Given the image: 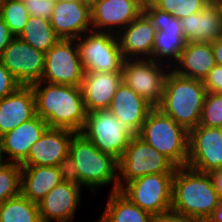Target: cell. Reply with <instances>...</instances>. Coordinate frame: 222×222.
<instances>
[{
  "label": "cell",
  "instance_id": "6da1fadb",
  "mask_svg": "<svg viewBox=\"0 0 222 222\" xmlns=\"http://www.w3.org/2000/svg\"><path fill=\"white\" fill-rule=\"evenodd\" d=\"M36 115L50 128L81 132L87 117L80 87L39 81L32 86Z\"/></svg>",
  "mask_w": 222,
  "mask_h": 222
},
{
  "label": "cell",
  "instance_id": "7a4b0ae2",
  "mask_svg": "<svg viewBox=\"0 0 222 222\" xmlns=\"http://www.w3.org/2000/svg\"><path fill=\"white\" fill-rule=\"evenodd\" d=\"M218 201L210 173L187 166L176 167L172 180L171 210L206 221Z\"/></svg>",
  "mask_w": 222,
  "mask_h": 222
},
{
  "label": "cell",
  "instance_id": "3957f363",
  "mask_svg": "<svg viewBox=\"0 0 222 222\" xmlns=\"http://www.w3.org/2000/svg\"><path fill=\"white\" fill-rule=\"evenodd\" d=\"M206 94L203 81L180 76L170 69L157 108L189 132L200 123Z\"/></svg>",
  "mask_w": 222,
  "mask_h": 222
},
{
  "label": "cell",
  "instance_id": "277c9868",
  "mask_svg": "<svg viewBox=\"0 0 222 222\" xmlns=\"http://www.w3.org/2000/svg\"><path fill=\"white\" fill-rule=\"evenodd\" d=\"M69 155L76 163L80 186L96 194L97 188L112 184L111 192L118 191V161L102 153L82 133L76 132L70 141Z\"/></svg>",
  "mask_w": 222,
  "mask_h": 222
},
{
  "label": "cell",
  "instance_id": "5b68a950",
  "mask_svg": "<svg viewBox=\"0 0 222 222\" xmlns=\"http://www.w3.org/2000/svg\"><path fill=\"white\" fill-rule=\"evenodd\" d=\"M137 135L176 167L187 165L189 132L157 107L150 110Z\"/></svg>",
  "mask_w": 222,
  "mask_h": 222
},
{
  "label": "cell",
  "instance_id": "8992f818",
  "mask_svg": "<svg viewBox=\"0 0 222 222\" xmlns=\"http://www.w3.org/2000/svg\"><path fill=\"white\" fill-rule=\"evenodd\" d=\"M176 166L137 134L118 161V190L126 183L149 174L174 173Z\"/></svg>",
  "mask_w": 222,
  "mask_h": 222
},
{
  "label": "cell",
  "instance_id": "52a82bcc",
  "mask_svg": "<svg viewBox=\"0 0 222 222\" xmlns=\"http://www.w3.org/2000/svg\"><path fill=\"white\" fill-rule=\"evenodd\" d=\"M76 43L84 72H122L125 59L116 34L90 31Z\"/></svg>",
  "mask_w": 222,
  "mask_h": 222
},
{
  "label": "cell",
  "instance_id": "ba28073f",
  "mask_svg": "<svg viewBox=\"0 0 222 222\" xmlns=\"http://www.w3.org/2000/svg\"><path fill=\"white\" fill-rule=\"evenodd\" d=\"M82 133L102 153L121 159L134 135L109 110L87 113Z\"/></svg>",
  "mask_w": 222,
  "mask_h": 222
},
{
  "label": "cell",
  "instance_id": "9c48e42d",
  "mask_svg": "<svg viewBox=\"0 0 222 222\" xmlns=\"http://www.w3.org/2000/svg\"><path fill=\"white\" fill-rule=\"evenodd\" d=\"M174 173L149 174L126 183L119 191L136 206L159 216L171 209Z\"/></svg>",
  "mask_w": 222,
  "mask_h": 222
},
{
  "label": "cell",
  "instance_id": "30bf717a",
  "mask_svg": "<svg viewBox=\"0 0 222 222\" xmlns=\"http://www.w3.org/2000/svg\"><path fill=\"white\" fill-rule=\"evenodd\" d=\"M143 12L149 17L156 29L152 59L172 68L179 60L180 54L187 44L180 19L158 9L152 3L144 4Z\"/></svg>",
  "mask_w": 222,
  "mask_h": 222
},
{
  "label": "cell",
  "instance_id": "8fae6325",
  "mask_svg": "<svg viewBox=\"0 0 222 222\" xmlns=\"http://www.w3.org/2000/svg\"><path fill=\"white\" fill-rule=\"evenodd\" d=\"M170 69L150 58L125 59L121 72L122 81L152 107H158Z\"/></svg>",
  "mask_w": 222,
  "mask_h": 222
},
{
  "label": "cell",
  "instance_id": "7c38bea8",
  "mask_svg": "<svg viewBox=\"0 0 222 222\" xmlns=\"http://www.w3.org/2000/svg\"><path fill=\"white\" fill-rule=\"evenodd\" d=\"M83 75L76 39H60L45 53L41 81L80 87Z\"/></svg>",
  "mask_w": 222,
  "mask_h": 222
},
{
  "label": "cell",
  "instance_id": "4fadbf2b",
  "mask_svg": "<svg viewBox=\"0 0 222 222\" xmlns=\"http://www.w3.org/2000/svg\"><path fill=\"white\" fill-rule=\"evenodd\" d=\"M0 61L21 86H32L43 76L45 53L14 37L0 54Z\"/></svg>",
  "mask_w": 222,
  "mask_h": 222
},
{
  "label": "cell",
  "instance_id": "5bb4252c",
  "mask_svg": "<svg viewBox=\"0 0 222 222\" xmlns=\"http://www.w3.org/2000/svg\"><path fill=\"white\" fill-rule=\"evenodd\" d=\"M186 166L202 173L222 170V136L218 128L198 125L189 131Z\"/></svg>",
  "mask_w": 222,
  "mask_h": 222
},
{
  "label": "cell",
  "instance_id": "9a60e30c",
  "mask_svg": "<svg viewBox=\"0 0 222 222\" xmlns=\"http://www.w3.org/2000/svg\"><path fill=\"white\" fill-rule=\"evenodd\" d=\"M142 0H98L91 8L92 31L118 34L143 12Z\"/></svg>",
  "mask_w": 222,
  "mask_h": 222
},
{
  "label": "cell",
  "instance_id": "2e32d148",
  "mask_svg": "<svg viewBox=\"0 0 222 222\" xmlns=\"http://www.w3.org/2000/svg\"><path fill=\"white\" fill-rule=\"evenodd\" d=\"M47 128L46 121L35 115L3 134L0 137V154L5 163L21 164L27 158L31 146L40 139Z\"/></svg>",
  "mask_w": 222,
  "mask_h": 222
},
{
  "label": "cell",
  "instance_id": "e0dca14e",
  "mask_svg": "<svg viewBox=\"0 0 222 222\" xmlns=\"http://www.w3.org/2000/svg\"><path fill=\"white\" fill-rule=\"evenodd\" d=\"M81 188L63 181L52 188L38 204L41 222H74L77 208L81 205Z\"/></svg>",
  "mask_w": 222,
  "mask_h": 222
},
{
  "label": "cell",
  "instance_id": "ac0fdd59",
  "mask_svg": "<svg viewBox=\"0 0 222 222\" xmlns=\"http://www.w3.org/2000/svg\"><path fill=\"white\" fill-rule=\"evenodd\" d=\"M50 23L61 39H77L92 31L91 9L79 0H56Z\"/></svg>",
  "mask_w": 222,
  "mask_h": 222
},
{
  "label": "cell",
  "instance_id": "d6986e66",
  "mask_svg": "<svg viewBox=\"0 0 222 222\" xmlns=\"http://www.w3.org/2000/svg\"><path fill=\"white\" fill-rule=\"evenodd\" d=\"M76 132L48 127L30 149L21 166H57L69 154V145Z\"/></svg>",
  "mask_w": 222,
  "mask_h": 222
},
{
  "label": "cell",
  "instance_id": "ffe728a7",
  "mask_svg": "<svg viewBox=\"0 0 222 222\" xmlns=\"http://www.w3.org/2000/svg\"><path fill=\"white\" fill-rule=\"evenodd\" d=\"M155 33L152 21L142 12L117 34L124 59H152Z\"/></svg>",
  "mask_w": 222,
  "mask_h": 222
},
{
  "label": "cell",
  "instance_id": "44dd1931",
  "mask_svg": "<svg viewBox=\"0 0 222 222\" xmlns=\"http://www.w3.org/2000/svg\"><path fill=\"white\" fill-rule=\"evenodd\" d=\"M121 83V72H84L80 88L86 112L108 110Z\"/></svg>",
  "mask_w": 222,
  "mask_h": 222
},
{
  "label": "cell",
  "instance_id": "7402d4cb",
  "mask_svg": "<svg viewBox=\"0 0 222 222\" xmlns=\"http://www.w3.org/2000/svg\"><path fill=\"white\" fill-rule=\"evenodd\" d=\"M152 108L148 102L122 81L108 110L135 135L139 133Z\"/></svg>",
  "mask_w": 222,
  "mask_h": 222
},
{
  "label": "cell",
  "instance_id": "603a6c76",
  "mask_svg": "<svg viewBox=\"0 0 222 222\" xmlns=\"http://www.w3.org/2000/svg\"><path fill=\"white\" fill-rule=\"evenodd\" d=\"M180 23L187 42H213L222 36V11L216 0L180 19Z\"/></svg>",
  "mask_w": 222,
  "mask_h": 222
},
{
  "label": "cell",
  "instance_id": "cb8c5ba5",
  "mask_svg": "<svg viewBox=\"0 0 222 222\" xmlns=\"http://www.w3.org/2000/svg\"><path fill=\"white\" fill-rule=\"evenodd\" d=\"M36 115L31 86H20L0 99V137Z\"/></svg>",
  "mask_w": 222,
  "mask_h": 222
},
{
  "label": "cell",
  "instance_id": "d4e9b609",
  "mask_svg": "<svg viewBox=\"0 0 222 222\" xmlns=\"http://www.w3.org/2000/svg\"><path fill=\"white\" fill-rule=\"evenodd\" d=\"M215 65L212 42H187L171 70L180 76L203 81Z\"/></svg>",
  "mask_w": 222,
  "mask_h": 222
},
{
  "label": "cell",
  "instance_id": "484cf974",
  "mask_svg": "<svg viewBox=\"0 0 222 222\" xmlns=\"http://www.w3.org/2000/svg\"><path fill=\"white\" fill-rule=\"evenodd\" d=\"M21 194L39 204L45 195L62 182L56 166H21Z\"/></svg>",
  "mask_w": 222,
  "mask_h": 222
},
{
  "label": "cell",
  "instance_id": "4316f807",
  "mask_svg": "<svg viewBox=\"0 0 222 222\" xmlns=\"http://www.w3.org/2000/svg\"><path fill=\"white\" fill-rule=\"evenodd\" d=\"M107 204L97 222H153L154 216L132 203L119 190L109 192Z\"/></svg>",
  "mask_w": 222,
  "mask_h": 222
},
{
  "label": "cell",
  "instance_id": "83f0119b",
  "mask_svg": "<svg viewBox=\"0 0 222 222\" xmlns=\"http://www.w3.org/2000/svg\"><path fill=\"white\" fill-rule=\"evenodd\" d=\"M18 38L43 53H46L61 39L54 31L50 20L35 16L29 17Z\"/></svg>",
  "mask_w": 222,
  "mask_h": 222
},
{
  "label": "cell",
  "instance_id": "f1b7e54d",
  "mask_svg": "<svg viewBox=\"0 0 222 222\" xmlns=\"http://www.w3.org/2000/svg\"><path fill=\"white\" fill-rule=\"evenodd\" d=\"M0 222H41L39 205L22 194L0 205Z\"/></svg>",
  "mask_w": 222,
  "mask_h": 222
},
{
  "label": "cell",
  "instance_id": "f546056e",
  "mask_svg": "<svg viewBox=\"0 0 222 222\" xmlns=\"http://www.w3.org/2000/svg\"><path fill=\"white\" fill-rule=\"evenodd\" d=\"M0 15L14 37L21 34L30 17L25 3L17 0H0Z\"/></svg>",
  "mask_w": 222,
  "mask_h": 222
},
{
  "label": "cell",
  "instance_id": "4dcf8cb0",
  "mask_svg": "<svg viewBox=\"0 0 222 222\" xmlns=\"http://www.w3.org/2000/svg\"><path fill=\"white\" fill-rule=\"evenodd\" d=\"M22 168L17 163H4L0 167V205L21 194Z\"/></svg>",
  "mask_w": 222,
  "mask_h": 222
},
{
  "label": "cell",
  "instance_id": "1f68e13d",
  "mask_svg": "<svg viewBox=\"0 0 222 222\" xmlns=\"http://www.w3.org/2000/svg\"><path fill=\"white\" fill-rule=\"evenodd\" d=\"M211 1L212 0H153L151 3L158 9L182 19L192 13L200 12Z\"/></svg>",
  "mask_w": 222,
  "mask_h": 222
},
{
  "label": "cell",
  "instance_id": "d6a6232c",
  "mask_svg": "<svg viewBox=\"0 0 222 222\" xmlns=\"http://www.w3.org/2000/svg\"><path fill=\"white\" fill-rule=\"evenodd\" d=\"M199 125L216 128L222 125V93L207 92Z\"/></svg>",
  "mask_w": 222,
  "mask_h": 222
},
{
  "label": "cell",
  "instance_id": "836d02e7",
  "mask_svg": "<svg viewBox=\"0 0 222 222\" xmlns=\"http://www.w3.org/2000/svg\"><path fill=\"white\" fill-rule=\"evenodd\" d=\"M56 0H37L25 3L30 16L50 20Z\"/></svg>",
  "mask_w": 222,
  "mask_h": 222
},
{
  "label": "cell",
  "instance_id": "e575fe53",
  "mask_svg": "<svg viewBox=\"0 0 222 222\" xmlns=\"http://www.w3.org/2000/svg\"><path fill=\"white\" fill-rule=\"evenodd\" d=\"M63 182H71L80 186L78 170L73 158L68 154L56 166Z\"/></svg>",
  "mask_w": 222,
  "mask_h": 222
},
{
  "label": "cell",
  "instance_id": "d590c367",
  "mask_svg": "<svg viewBox=\"0 0 222 222\" xmlns=\"http://www.w3.org/2000/svg\"><path fill=\"white\" fill-rule=\"evenodd\" d=\"M21 85L0 61V99L10 95Z\"/></svg>",
  "mask_w": 222,
  "mask_h": 222
},
{
  "label": "cell",
  "instance_id": "8d00e7d4",
  "mask_svg": "<svg viewBox=\"0 0 222 222\" xmlns=\"http://www.w3.org/2000/svg\"><path fill=\"white\" fill-rule=\"evenodd\" d=\"M203 83L207 92L222 93V66L216 64Z\"/></svg>",
  "mask_w": 222,
  "mask_h": 222
},
{
  "label": "cell",
  "instance_id": "74e56055",
  "mask_svg": "<svg viewBox=\"0 0 222 222\" xmlns=\"http://www.w3.org/2000/svg\"><path fill=\"white\" fill-rule=\"evenodd\" d=\"M153 222H204V221L198 217L181 214L170 209L159 216H155Z\"/></svg>",
  "mask_w": 222,
  "mask_h": 222
},
{
  "label": "cell",
  "instance_id": "f35d334b",
  "mask_svg": "<svg viewBox=\"0 0 222 222\" xmlns=\"http://www.w3.org/2000/svg\"><path fill=\"white\" fill-rule=\"evenodd\" d=\"M13 38L14 36L11 34L9 27L5 24L0 15V54L4 51Z\"/></svg>",
  "mask_w": 222,
  "mask_h": 222
},
{
  "label": "cell",
  "instance_id": "ab89813d",
  "mask_svg": "<svg viewBox=\"0 0 222 222\" xmlns=\"http://www.w3.org/2000/svg\"><path fill=\"white\" fill-rule=\"evenodd\" d=\"M214 188L217 192L219 200H222V170L210 172Z\"/></svg>",
  "mask_w": 222,
  "mask_h": 222
},
{
  "label": "cell",
  "instance_id": "60d3db41",
  "mask_svg": "<svg viewBox=\"0 0 222 222\" xmlns=\"http://www.w3.org/2000/svg\"><path fill=\"white\" fill-rule=\"evenodd\" d=\"M212 48L216 64L222 66V36L212 42Z\"/></svg>",
  "mask_w": 222,
  "mask_h": 222
},
{
  "label": "cell",
  "instance_id": "b9f144b4",
  "mask_svg": "<svg viewBox=\"0 0 222 222\" xmlns=\"http://www.w3.org/2000/svg\"><path fill=\"white\" fill-rule=\"evenodd\" d=\"M204 222H222V200L218 201L215 210Z\"/></svg>",
  "mask_w": 222,
  "mask_h": 222
},
{
  "label": "cell",
  "instance_id": "7bdbcfd3",
  "mask_svg": "<svg viewBox=\"0 0 222 222\" xmlns=\"http://www.w3.org/2000/svg\"><path fill=\"white\" fill-rule=\"evenodd\" d=\"M79 1L91 9L97 3L98 0H79Z\"/></svg>",
  "mask_w": 222,
  "mask_h": 222
},
{
  "label": "cell",
  "instance_id": "ee69618b",
  "mask_svg": "<svg viewBox=\"0 0 222 222\" xmlns=\"http://www.w3.org/2000/svg\"><path fill=\"white\" fill-rule=\"evenodd\" d=\"M4 163H5V161H4L3 157H2L1 154H0V167H1Z\"/></svg>",
  "mask_w": 222,
  "mask_h": 222
},
{
  "label": "cell",
  "instance_id": "f6af8a7d",
  "mask_svg": "<svg viewBox=\"0 0 222 222\" xmlns=\"http://www.w3.org/2000/svg\"><path fill=\"white\" fill-rule=\"evenodd\" d=\"M216 1L218 2L219 6H220V9L222 11V0H216Z\"/></svg>",
  "mask_w": 222,
  "mask_h": 222
},
{
  "label": "cell",
  "instance_id": "bcb514c9",
  "mask_svg": "<svg viewBox=\"0 0 222 222\" xmlns=\"http://www.w3.org/2000/svg\"><path fill=\"white\" fill-rule=\"evenodd\" d=\"M144 4L151 3L153 0H142Z\"/></svg>",
  "mask_w": 222,
  "mask_h": 222
},
{
  "label": "cell",
  "instance_id": "7dc6e473",
  "mask_svg": "<svg viewBox=\"0 0 222 222\" xmlns=\"http://www.w3.org/2000/svg\"><path fill=\"white\" fill-rule=\"evenodd\" d=\"M218 129H219L220 135L222 136V125H220V126L218 127Z\"/></svg>",
  "mask_w": 222,
  "mask_h": 222
},
{
  "label": "cell",
  "instance_id": "c3c4849f",
  "mask_svg": "<svg viewBox=\"0 0 222 222\" xmlns=\"http://www.w3.org/2000/svg\"><path fill=\"white\" fill-rule=\"evenodd\" d=\"M17 1H21L23 3H26L27 1H30V0H17ZM31 1H37V0H31Z\"/></svg>",
  "mask_w": 222,
  "mask_h": 222
}]
</instances>
